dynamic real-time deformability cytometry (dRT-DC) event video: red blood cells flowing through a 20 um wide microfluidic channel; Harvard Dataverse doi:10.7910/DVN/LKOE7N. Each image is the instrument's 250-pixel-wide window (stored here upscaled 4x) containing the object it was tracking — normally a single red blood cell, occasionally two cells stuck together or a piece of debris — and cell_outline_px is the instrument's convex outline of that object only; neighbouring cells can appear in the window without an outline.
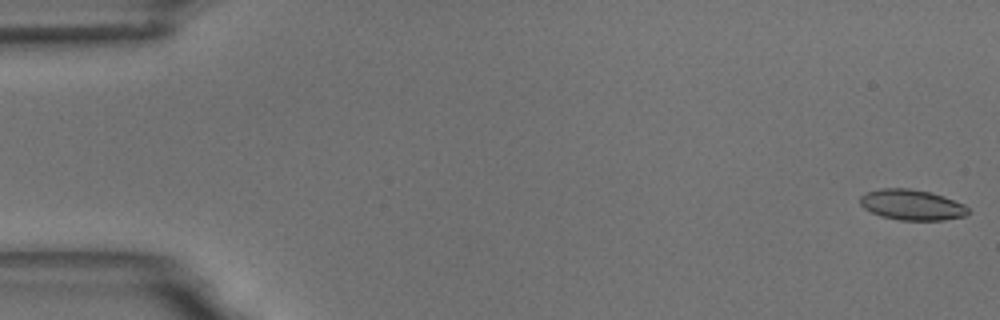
{"species": "common noctule bat (a hibernating species)", "species_latin": "Nyctalus noctula", "temperature_condition": "room temperature", "stored_images_in_passage": 17, "camera_frame_rate_fps": 3000, "um_per_image_px": 0.085, "animal": {"sex": "male", "body_mass_g": 18.8}, "frame": {"image": 1, "passage_image": 1, "time_ms": 0.0, "image_size_px": [1000, 320], "cell_outline_px": [[968, 212], [964, 216], [944, 220], [900, 220], [880, 216], [864, 208], [860, 204], [860, 196], [868, 192], [880, 188], [908, 188], [932, 192], [944, 196], [964, 204], [968, 208]], "centroid_in_image_um": [77.5, 17.4], "position_along_channel_um": 7.5, "area_um2": 19.25}}
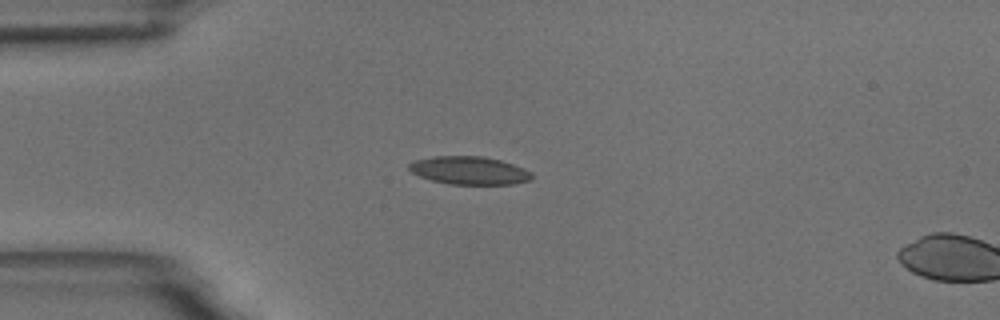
{"frame": {"image": 2, "passage_image": 15, "time_ms": 4.667, "image_size_px": [1000, 320], "cell_outline_px": [[532, 180], [512, 184], [448, 184], [432, 180], [420, 176], [412, 172], [408, 168], [408, 164], [416, 160], [436, 156], [484, 156], [500, 160], [524, 168], [532, 172]], "centroid_in_image_um": [39.91, 14.49], "position_along_channel_um": 45.1, "area_um2": 20.0}}